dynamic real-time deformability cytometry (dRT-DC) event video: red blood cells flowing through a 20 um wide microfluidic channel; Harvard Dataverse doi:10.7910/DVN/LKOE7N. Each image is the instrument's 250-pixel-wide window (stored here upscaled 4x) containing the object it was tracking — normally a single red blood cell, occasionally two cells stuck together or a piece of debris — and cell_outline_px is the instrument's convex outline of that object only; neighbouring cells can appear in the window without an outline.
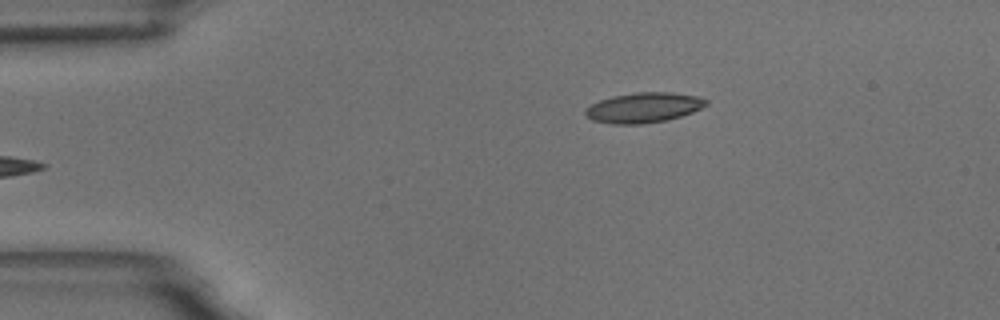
{"species": "common noctule bat (a hibernating species)", "species_latin": "Nyctalus noctula", "temperature_condition": "room temperature", "stored_images_in_passage": 5, "camera_frame_rate_fps": 3000, "um_per_image_px": 0.085, "animal": {"sex": "male", "body_mass_g": 18.8}, "frame": {"image": 1, "passage_image": 5, "time_ms": 4.667, "image_size_px": [1000, 320], "cell_outline_px": [[708, 104], [692, 112], [680, 116], [664, 120], [640, 124], [612, 124], [592, 120], [584, 112], [584, 108], [600, 100], [612, 96], [636, 92], [668, 92], [696, 96], [708, 100]], "centroid_in_image_um": [54.68, 9.14], "position_along_channel_um": 30.3, "area_um2": 20.98}}